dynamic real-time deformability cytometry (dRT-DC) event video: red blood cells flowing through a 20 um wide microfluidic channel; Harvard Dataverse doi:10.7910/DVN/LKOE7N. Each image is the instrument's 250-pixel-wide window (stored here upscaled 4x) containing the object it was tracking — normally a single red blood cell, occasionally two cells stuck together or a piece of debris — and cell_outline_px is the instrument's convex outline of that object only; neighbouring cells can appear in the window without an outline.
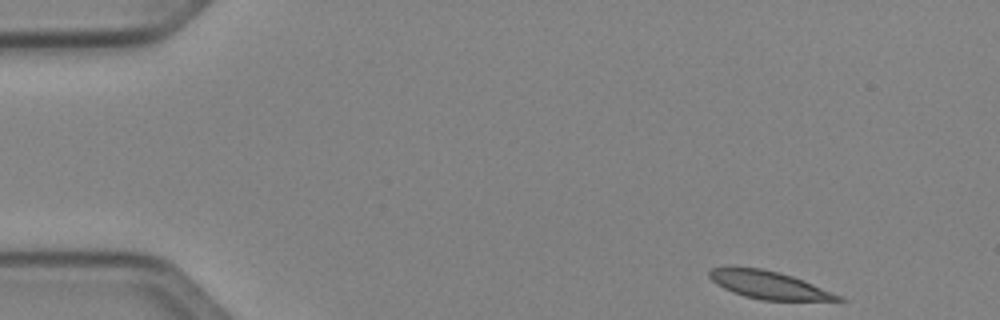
{"species": "Egyptian fruit bat (a non-hibernating species)", "species_latin": "Rousettus aegyptiacus", "temperature_condition": "cold", "stored_images_in_passage": 39, "camera_frame_rate_fps": 3000, "um_per_image_px": 0.085, "animal": {"sex": "female"}, "frame": {"image": 1, "passage_image": 1, "time_ms": 0.0, "image_size_px": [1000, 320], "cell_outline_px": [[848, 300], [764, 300], [744, 296], [732, 292], [716, 284], [708, 276], [708, 272], [712, 268], [732, 264], [760, 268], [780, 272], [804, 280], [844, 296]], "centroid_in_image_um": [65.31, 24.18], "position_along_channel_um": 19.7, "area_um2": 21.33}}
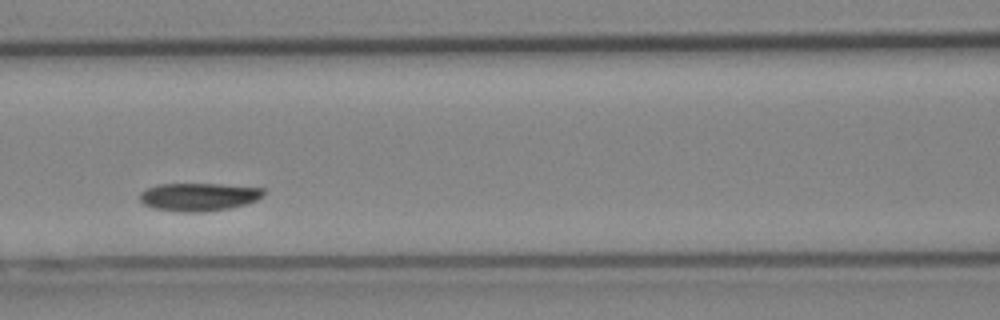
{"frame": {"image": 2, "passage_image": 19, "time_ms": 6.0, "image_size_px": [1000, 320], "cell_outline_px": [[264, 196], [256, 200], [244, 204], [228, 208], [204, 212], [184, 212], [152, 208], [144, 204], [140, 200], [140, 192], [144, 188], [156, 184], [220, 184], [264, 188]], "centroid_in_image_um": [16.85, 16.72], "position_along_channel_um": 149.7, "area_um2": 20.29}}
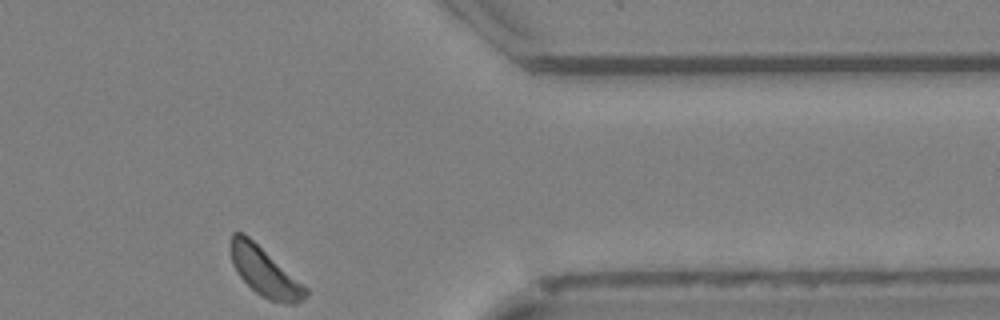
{"frame": {"image": 3, "passage_image": 39, "time_ms": 12.667, "image_size_px": [1000, 320], "cell_outline_px": [[308, 296], [296, 304], [288, 304], [268, 300], [260, 296], [236, 272], [232, 264], [228, 244], [232, 232], [244, 232], [308, 288]], "centroid_in_image_um": [22.47, 23.08], "position_along_channel_um": 388.9, "area_um2": 21.56}}